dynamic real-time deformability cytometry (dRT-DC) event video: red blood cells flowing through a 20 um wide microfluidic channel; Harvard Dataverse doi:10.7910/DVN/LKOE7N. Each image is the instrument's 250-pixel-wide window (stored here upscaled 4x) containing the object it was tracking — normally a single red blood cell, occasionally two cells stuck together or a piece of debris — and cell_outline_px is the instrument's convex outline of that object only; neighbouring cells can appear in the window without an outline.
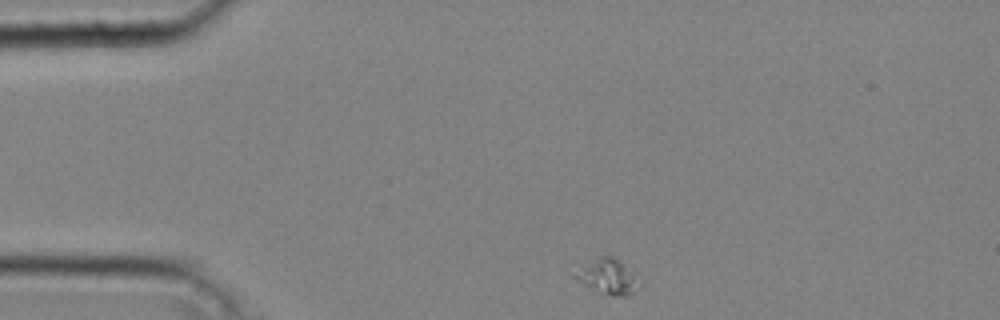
{"species": "common noctule bat (a hibernating species)", "species_latin": "Nyctalus noctula", "temperature_condition": "cold", "stored_images_in_passage": 38, "camera_frame_rate_fps": 3000, "um_per_image_px": 0.085, "animal": {"sex": "male", "body_mass_g": 20.4}, "frame": {"image": 1, "passage_image": 1, "time_ms": 0.0, "image_size_px": [1000, 320], "cell_outline_px": [[640, 288], [628, 296], [612, 296], [600, 292], [576, 280], [572, 276], [600, 256], [612, 256], [640, 284]], "centroid_in_image_um": [51.67, 23.58], "position_along_channel_um": 33.3, "area_um2": 12.02}}
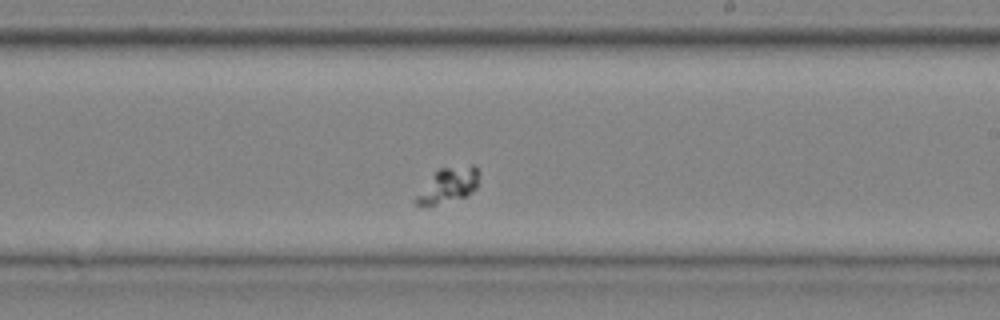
{"frame": {"image": 2, "passage_image": 20, "time_ms": 6.333, "image_size_px": [1000, 320], "cell_outline_px": [[480, 172], [476, 188], [472, 192], [464, 196], [432, 204], [416, 204], [416, 196], [432, 176], [440, 168], [472, 164], [476, 164]], "centroid_in_image_um": [38.2, 15.67], "position_along_channel_um": 250.8, "area_um2": 12.31}}
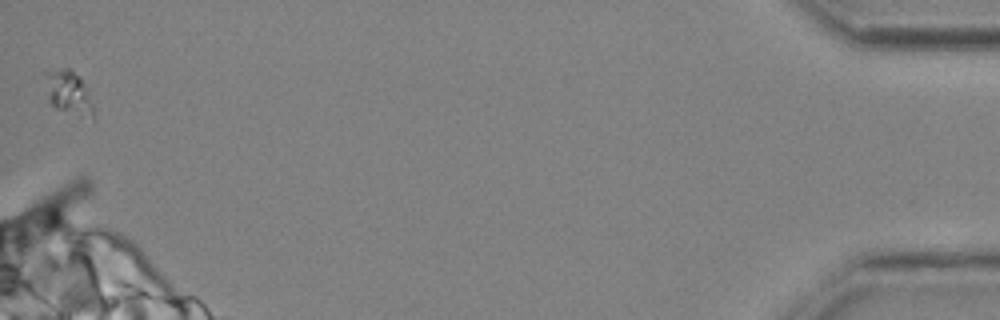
{"frame": {"image": 3, "passage_image": 38, "time_ms": 12.333, "image_size_px": [1000, 320], "cell_outline_px": [[92, 120], [56, 108], [52, 104], [48, 96], [44, 72], [48, 68], [68, 68], [80, 80], [84, 88], [92, 108]], "centroid_in_image_um": [5.74, 7.85], "position_along_channel_um": 429.5, "area_um2": 11.68}}